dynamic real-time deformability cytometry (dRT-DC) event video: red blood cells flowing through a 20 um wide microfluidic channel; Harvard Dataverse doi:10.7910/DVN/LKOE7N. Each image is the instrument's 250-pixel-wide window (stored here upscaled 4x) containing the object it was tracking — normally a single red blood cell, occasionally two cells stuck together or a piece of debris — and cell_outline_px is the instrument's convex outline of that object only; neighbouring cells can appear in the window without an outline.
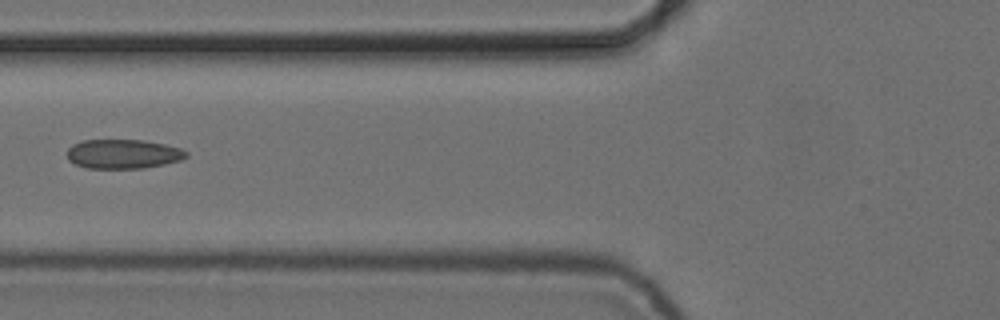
{"species": "common noctule bat (a hibernating species)", "species_latin": "Nyctalus noctula", "temperature_condition": "cold", "stored_images_in_passage": 7, "camera_frame_rate_fps": 3000, "um_per_image_px": 0.085, "animal": {"sex": "female", "body_mass_g": 24.6, "forearm_length_mm": 56.2}, "frame": {"image": 1, "passage_image": 7, "time_ms": 2.0, "image_size_px": [1000, 320], "cell_outline_px": [[188, 156], [180, 160], [164, 164], [144, 168], [88, 168], [76, 164], [68, 160], [68, 148], [72, 144], [80, 140], [144, 140], [164, 144], [180, 148], [188, 152]], "centroid_in_image_um": [10.46, 13.08], "position_along_channel_um": 115.3, "area_um2": 20.35}}